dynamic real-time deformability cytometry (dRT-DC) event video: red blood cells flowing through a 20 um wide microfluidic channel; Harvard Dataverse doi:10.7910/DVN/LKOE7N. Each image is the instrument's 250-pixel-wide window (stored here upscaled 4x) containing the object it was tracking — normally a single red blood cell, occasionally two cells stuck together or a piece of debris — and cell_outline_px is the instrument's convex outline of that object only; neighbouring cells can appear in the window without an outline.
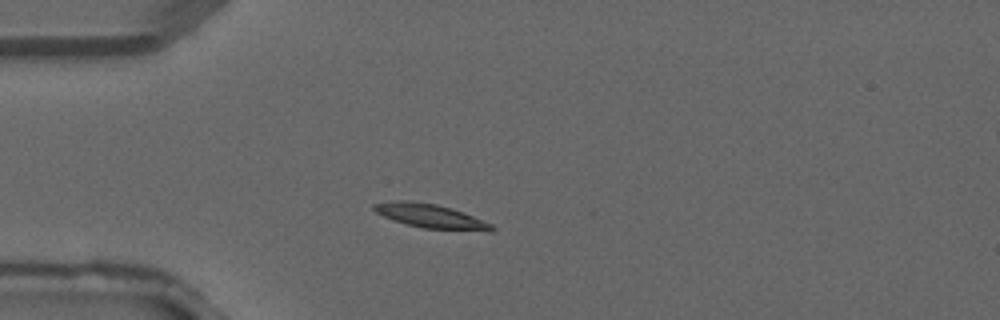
{"species": "common noctule bat (a hibernating species)", "species_latin": "Nyctalus noctula", "temperature_condition": "warm", "stored_images_in_passage": 2, "camera_frame_rate_fps": 3000, "um_per_image_px": 0.085, "animal": {"sex": "male", "forearm_length_mm": 52.5}, "frame": {"image": 1, "passage_image": 1, "time_ms": 0.0, "image_size_px": [1000, 320], "cell_outline_px": [[496, 228], [492, 232], [424, 228], [392, 220], [376, 212], [372, 208], [372, 204], [392, 200], [408, 200], [436, 204], [452, 208], [492, 224]], "centroid_in_image_um": [36.6, 18.36], "position_along_channel_um": 48.4, "area_um2": 16.53}}